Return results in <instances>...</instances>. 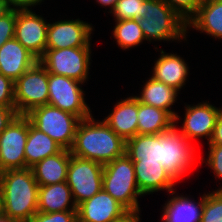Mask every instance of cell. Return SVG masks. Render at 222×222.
<instances>
[{"label":"cell","mask_w":222,"mask_h":222,"mask_svg":"<svg viewBox=\"0 0 222 222\" xmlns=\"http://www.w3.org/2000/svg\"><path fill=\"white\" fill-rule=\"evenodd\" d=\"M125 148L126 142L120 136L91 115L79 122L70 151L73 156L105 165L122 156Z\"/></svg>","instance_id":"6da1fadb"},{"label":"cell","mask_w":222,"mask_h":222,"mask_svg":"<svg viewBox=\"0 0 222 222\" xmlns=\"http://www.w3.org/2000/svg\"><path fill=\"white\" fill-rule=\"evenodd\" d=\"M2 214L15 222H28L38 212L39 185L31 168L11 169L0 173Z\"/></svg>","instance_id":"7a4b0ae2"},{"label":"cell","mask_w":222,"mask_h":222,"mask_svg":"<svg viewBox=\"0 0 222 222\" xmlns=\"http://www.w3.org/2000/svg\"><path fill=\"white\" fill-rule=\"evenodd\" d=\"M139 25L147 41L186 40L187 23L164 1L145 0Z\"/></svg>","instance_id":"3957f363"},{"label":"cell","mask_w":222,"mask_h":222,"mask_svg":"<svg viewBox=\"0 0 222 222\" xmlns=\"http://www.w3.org/2000/svg\"><path fill=\"white\" fill-rule=\"evenodd\" d=\"M102 188L128 211H140L138 198L143 195L137 186L134 164L126 153L104 165Z\"/></svg>","instance_id":"277c9868"},{"label":"cell","mask_w":222,"mask_h":222,"mask_svg":"<svg viewBox=\"0 0 222 222\" xmlns=\"http://www.w3.org/2000/svg\"><path fill=\"white\" fill-rule=\"evenodd\" d=\"M193 146L194 144L179 131L176 124L159 134L158 162L176 182L190 173L188 171L197 162Z\"/></svg>","instance_id":"5b68a950"},{"label":"cell","mask_w":222,"mask_h":222,"mask_svg":"<svg viewBox=\"0 0 222 222\" xmlns=\"http://www.w3.org/2000/svg\"><path fill=\"white\" fill-rule=\"evenodd\" d=\"M26 116L35 128L47 134L63 149L71 150L81 121L78 116L49 104L32 109Z\"/></svg>","instance_id":"8992f818"},{"label":"cell","mask_w":222,"mask_h":222,"mask_svg":"<svg viewBox=\"0 0 222 222\" xmlns=\"http://www.w3.org/2000/svg\"><path fill=\"white\" fill-rule=\"evenodd\" d=\"M91 60L90 47L46 49L38 61L48 73L65 76L86 83Z\"/></svg>","instance_id":"52a82bcc"},{"label":"cell","mask_w":222,"mask_h":222,"mask_svg":"<svg viewBox=\"0 0 222 222\" xmlns=\"http://www.w3.org/2000/svg\"><path fill=\"white\" fill-rule=\"evenodd\" d=\"M14 97L17 115L48 104V72L39 61L14 82Z\"/></svg>","instance_id":"ba28073f"},{"label":"cell","mask_w":222,"mask_h":222,"mask_svg":"<svg viewBox=\"0 0 222 222\" xmlns=\"http://www.w3.org/2000/svg\"><path fill=\"white\" fill-rule=\"evenodd\" d=\"M104 165L71 155L67 169V185L78 206L102 189Z\"/></svg>","instance_id":"9c48e42d"},{"label":"cell","mask_w":222,"mask_h":222,"mask_svg":"<svg viewBox=\"0 0 222 222\" xmlns=\"http://www.w3.org/2000/svg\"><path fill=\"white\" fill-rule=\"evenodd\" d=\"M82 82L65 76L48 73V104L78 116L81 120L90 117L91 109L84 99Z\"/></svg>","instance_id":"30bf717a"},{"label":"cell","mask_w":222,"mask_h":222,"mask_svg":"<svg viewBox=\"0 0 222 222\" xmlns=\"http://www.w3.org/2000/svg\"><path fill=\"white\" fill-rule=\"evenodd\" d=\"M28 136V117L16 115L0 134V173L26 168L25 145Z\"/></svg>","instance_id":"8fae6325"},{"label":"cell","mask_w":222,"mask_h":222,"mask_svg":"<svg viewBox=\"0 0 222 222\" xmlns=\"http://www.w3.org/2000/svg\"><path fill=\"white\" fill-rule=\"evenodd\" d=\"M30 6H17L14 38L38 59L46 50L48 23Z\"/></svg>","instance_id":"7c38bea8"},{"label":"cell","mask_w":222,"mask_h":222,"mask_svg":"<svg viewBox=\"0 0 222 222\" xmlns=\"http://www.w3.org/2000/svg\"><path fill=\"white\" fill-rule=\"evenodd\" d=\"M92 24L78 19L48 23L46 49L91 47Z\"/></svg>","instance_id":"4fadbf2b"},{"label":"cell","mask_w":222,"mask_h":222,"mask_svg":"<svg viewBox=\"0 0 222 222\" xmlns=\"http://www.w3.org/2000/svg\"><path fill=\"white\" fill-rule=\"evenodd\" d=\"M185 106L184 121L179 131L192 142L205 137L209 143L222 109L207 101Z\"/></svg>","instance_id":"5bb4252c"},{"label":"cell","mask_w":222,"mask_h":222,"mask_svg":"<svg viewBox=\"0 0 222 222\" xmlns=\"http://www.w3.org/2000/svg\"><path fill=\"white\" fill-rule=\"evenodd\" d=\"M128 210L103 188L77 206L78 222H113Z\"/></svg>","instance_id":"9a60e30c"},{"label":"cell","mask_w":222,"mask_h":222,"mask_svg":"<svg viewBox=\"0 0 222 222\" xmlns=\"http://www.w3.org/2000/svg\"><path fill=\"white\" fill-rule=\"evenodd\" d=\"M38 58L13 38L0 47V73L15 82Z\"/></svg>","instance_id":"2e32d148"},{"label":"cell","mask_w":222,"mask_h":222,"mask_svg":"<svg viewBox=\"0 0 222 222\" xmlns=\"http://www.w3.org/2000/svg\"><path fill=\"white\" fill-rule=\"evenodd\" d=\"M103 121L125 142L138 134V99L127 97L114 105Z\"/></svg>","instance_id":"e0dca14e"},{"label":"cell","mask_w":222,"mask_h":222,"mask_svg":"<svg viewBox=\"0 0 222 222\" xmlns=\"http://www.w3.org/2000/svg\"><path fill=\"white\" fill-rule=\"evenodd\" d=\"M137 186L141 194L149 195L153 192L168 190L174 191L177 183L160 162H133Z\"/></svg>","instance_id":"ac0fdd59"},{"label":"cell","mask_w":222,"mask_h":222,"mask_svg":"<svg viewBox=\"0 0 222 222\" xmlns=\"http://www.w3.org/2000/svg\"><path fill=\"white\" fill-rule=\"evenodd\" d=\"M160 54V57L155 61L151 77L180 91L188 79V65L180 55L166 53L162 49Z\"/></svg>","instance_id":"d6986e66"},{"label":"cell","mask_w":222,"mask_h":222,"mask_svg":"<svg viewBox=\"0 0 222 222\" xmlns=\"http://www.w3.org/2000/svg\"><path fill=\"white\" fill-rule=\"evenodd\" d=\"M70 157L71 151L63 149L56 155L46 157L32 166L31 170L38 185L46 186L66 182Z\"/></svg>","instance_id":"ffe728a7"},{"label":"cell","mask_w":222,"mask_h":222,"mask_svg":"<svg viewBox=\"0 0 222 222\" xmlns=\"http://www.w3.org/2000/svg\"><path fill=\"white\" fill-rule=\"evenodd\" d=\"M69 210H77V205L67 182L39 186L38 212L54 213Z\"/></svg>","instance_id":"44dd1931"},{"label":"cell","mask_w":222,"mask_h":222,"mask_svg":"<svg viewBox=\"0 0 222 222\" xmlns=\"http://www.w3.org/2000/svg\"><path fill=\"white\" fill-rule=\"evenodd\" d=\"M148 79L144 83L140 95L135 97L143 104L168 111L175 118V124H177L180 116L173 109L171 110V106L176 102L179 92L153 77Z\"/></svg>","instance_id":"7402d4cb"},{"label":"cell","mask_w":222,"mask_h":222,"mask_svg":"<svg viewBox=\"0 0 222 222\" xmlns=\"http://www.w3.org/2000/svg\"><path fill=\"white\" fill-rule=\"evenodd\" d=\"M222 40V1L204 0L187 28Z\"/></svg>","instance_id":"603a6c76"},{"label":"cell","mask_w":222,"mask_h":222,"mask_svg":"<svg viewBox=\"0 0 222 222\" xmlns=\"http://www.w3.org/2000/svg\"><path fill=\"white\" fill-rule=\"evenodd\" d=\"M175 191H172V197L167 200L163 206V214L161 219L163 222H200L201 211L203 206V196L199 202L191 200L189 196H175ZM174 195V196H173Z\"/></svg>","instance_id":"cb8c5ba5"},{"label":"cell","mask_w":222,"mask_h":222,"mask_svg":"<svg viewBox=\"0 0 222 222\" xmlns=\"http://www.w3.org/2000/svg\"><path fill=\"white\" fill-rule=\"evenodd\" d=\"M62 150L63 148L61 146H59L47 134L35 128L28 119V136L25 145L27 168H31L46 157L56 155Z\"/></svg>","instance_id":"d4e9b609"},{"label":"cell","mask_w":222,"mask_h":222,"mask_svg":"<svg viewBox=\"0 0 222 222\" xmlns=\"http://www.w3.org/2000/svg\"><path fill=\"white\" fill-rule=\"evenodd\" d=\"M138 134H161L175 124V118L168 112L139 102Z\"/></svg>","instance_id":"484cf974"},{"label":"cell","mask_w":222,"mask_h":222,"mask_svg":"<svg viewBox=\"0 0 222 222\" xmlns=\"http://www.w3.org/2000/svg\"><path fill=\"white\" fill-rule=\"evenodd\" d=\"M125 153L132 162L159 161V134H137L126 141Z\"/></svg>","instance_id":"4316f807"},{"label":"cell","mask_w":222,"mask_h":222,"mask_svg":"<svg viewBox=\"0 0 222 222\" xmlns=\"http://www.w3.org/2000/svg\"><path fill=\"white\" fill-rule=\"evenodd\" d=\"M115 22L113 38L122 49L129 50V48L140 46L143 40H146L138 20L127 19Z\"/></svg>","instance_id":"83f0119b"},{"label":"cell","mask_w":222,"mask_h":222,"mask_svg":"<svg viewBox=\"0 0 222 222\" xmlns=\"http://www.w3.org/2000/svg\"><path fill=\"white\" fill-rule=\"evenodd\" d=\"M200 222H222V185L211 193L203 194Z\"/></svg>","instance_id":"f1b7e54d"},{"label":"cell","mask_w":222,"mask_h":222,"mask_svg":"<svg viewBox=\"0 0 222 222\" xmlns=\"http://www.w3.org/2000/svg\"><path fill=\"white\" fill-rule=\"evenodd\" d=\"M145 0H118L111 12L115 21L140 19L143 17V2Z\"/></svg>","instance_id":"f546056e"},{"label":"cell","mask_w":222,"mask_h":222,"mask_svg":"<svg viewBox=\"0 0 222 222\" xmlns=\"http://www.w3.org/2000/svg\"><path fill=\"white\" fill-rule=\"evenodd\" d=\"M170 6L186 23L197 13L204 0H162Z\"/></svg>","instance_id":"4dcf8cb0"},{"label":"cell","mask_w":222,"mask_h":222,"mask_svg":"<svg viewBox=\"0 0 222 222\" xmlns=\"http://www.w3.org/2000/svg\"><path fill=\"white\" fill-rule=\"evenodd\" d=\"M28 222H78L77 210L35 213Z\"/></svg>","instance_id":"1f68e13d"},{"label":"cell","mask_w":222,"mask_h":222,"mask_svg":"<svg viewBox=\"0 0 222 222\" xmlns=\"http://www.w3.org/2000/svg\"><path fill=\"white\" fill-rule=\"evenodd\" d=\"M16 15L17 6H14L8 13L0 17V47L14 38Z\"/></svg>","instance_id":"d6a6232c"},{"label":"cell","mask_w":222,"mask_h":222,"mask_svg":"<svg viewBox=\"0 0 222 222\" xmlns=\"http://www.w3.org/2000/svg\"><path fill=\"white\" fill-rule=\"evenodd\" d=\"M208 156L204 159L200 156V160H205L206 164L210 169L213 170L215 174V179H222V145L218 144H209Z\"/></svg>","instance_id":"836d02e7"},{"label":"cell","mask_w":222,"mask_h":222,"mask_svg":"<svg viewBox=\"0 0 222 222\" xmlns=\"http://www.w3.org/2000/svg\"><path fill=\"white\" fill-rule=\"evenodd\" d=\"M0 106L15 107L14 82L0 73Z\"/></svg>","instance_id":"e575fe53"},{"label":"cell","mask_w":222,"mask_h":222,"mask_svg":"<svg viewBox=\"0 0 222 222\" xmlns=\"http://www.w3.org/2000/svg\"><path fill=\"white\" fill-rule=\"evenodd\" d=\"M16 115V107L0 106V134L6 129L7 125Z\"/></svg>","instance_id":"d590c367"},{"label":"cell","mask_w":222,"mask_h":222,"mask_svg":"<svg viewBox=\"0 0 222 222\" xmlns=\"http://www.w3.org/2000/svg\"><path fill=\"white\" fill-rule=\"evenodd\" d=\"M207 144L222 145V111L217 119L212 138Z\"/></svg>","instance_id":"8d00e7d4"},{"label":"cell","mask_w":222,"mask_h":222,"mask_svg":"<svg viewBox=\"0 0 222 222\" xmlns=\"http://www.w3.org/2000/svg\"><path fill=\"white\" fill-rule=\"evenodd\" d=\"M113 222H140V211H128L121 218Z\"/></svg>","instance_id":"74e56055"},{"label":"cell","mask_w":222,"mask_h":222,"mask_svg":"<svg viewBox=\"0 0 222 222\" xmlns=\"http://www.w3.org/2000/svg\"><path fill=\"white\" fill-rule=\"evenodd\" d=\"M13 6H20V7H24V6H32L35 7L36 5H40V3H42V1L44 0H8Z\"/></svg>","instance_id":"f35d334b"},{"label":"cell","mask_w":222,"mask_h":222,"mask_svg":"<svg viewBox=\"0 0 222 222\" xmlns=\"http://www.w3.org/2000/svg\"><path fill=\"white\" fill-rule=\"evenodd\" d=\"M13 7L8 0H0V17L8 13Z\"/></svg>","instance_id":"ab89813d"},{"label":"cell","mask_w":222,"mask_h":222,"mask_svg":"<svg viewBox=\"0 0 222 222\" xmlns=\"http://www.w3.org/2000/svg\"><path fill=\"white\" fill-rule=\"evenodd\" d=\"M118 0H96V3L100 4L103 7L108 6L109 8L111 7V10L108 12L111 13L114 9V6Z\"/></svg>","instance_id":"60d3db41"},{"label":"cell","mask_w":222,"mask_h":222,"mask_svg":"<svg viewBox=\"0 0 222 222\" xmlns=\"http://www.w3.org/2000/svg\"><path fill=\"white\" fill-rule=\"evenodd\" d=\"M2 186H1V182H0V215L3 212V201H2Z\"/></svg>","instance_id":"b9f144b4"},{"label":"cell","mask_w":222,"mask_h":222,"mask_svg":"<svg viewBox=\"0 0 222 222\" xmlns=\"http://www.w3.org/2000/svg\"><path fill=\"white\" fill-rule=\"evenodd\" d=\"M0 222H15L14 220L9 219L7 216L1 214L0 215Z\"/></svg>","instance_id":"7bdbcfd3"}]
</instances>
